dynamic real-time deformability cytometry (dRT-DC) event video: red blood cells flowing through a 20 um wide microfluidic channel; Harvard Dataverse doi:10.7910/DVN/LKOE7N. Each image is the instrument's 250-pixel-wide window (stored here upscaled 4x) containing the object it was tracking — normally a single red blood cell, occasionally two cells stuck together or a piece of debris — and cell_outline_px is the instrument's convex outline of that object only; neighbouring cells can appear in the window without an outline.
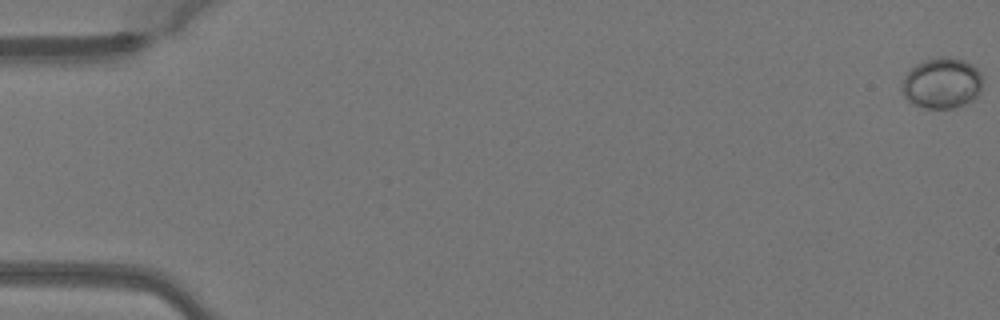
{"species": "Egyptian fruit bat (a non-hibernating species)", "species_latin": "Rousettus aegyptiacus", "temperature_condition": "warm", "stored_images_in_passage": 10, "camera_frame_rate_fps": 3000, "um_per_image_px": 0.085, "animal": {"sex": "female"}, "frame": {"image": 1, "passage_image": 1, "time_ms": 0.0, "image_size_px": [1000, 320], "cell_outline_px": [[980, 92], [972, 100], [964, 104], [952, 108], [924, 108], [908, 100], [900, 92], [900, 88], [904, 76], [916, 64], [924, 60], [940, 56], [948, 56], [964, 60], [972, 64], [980, 72]], "centroid_in_image_um": [80.03, 7.05], "position_along_channel_um": 5.0, "area_um2": 23.87}}